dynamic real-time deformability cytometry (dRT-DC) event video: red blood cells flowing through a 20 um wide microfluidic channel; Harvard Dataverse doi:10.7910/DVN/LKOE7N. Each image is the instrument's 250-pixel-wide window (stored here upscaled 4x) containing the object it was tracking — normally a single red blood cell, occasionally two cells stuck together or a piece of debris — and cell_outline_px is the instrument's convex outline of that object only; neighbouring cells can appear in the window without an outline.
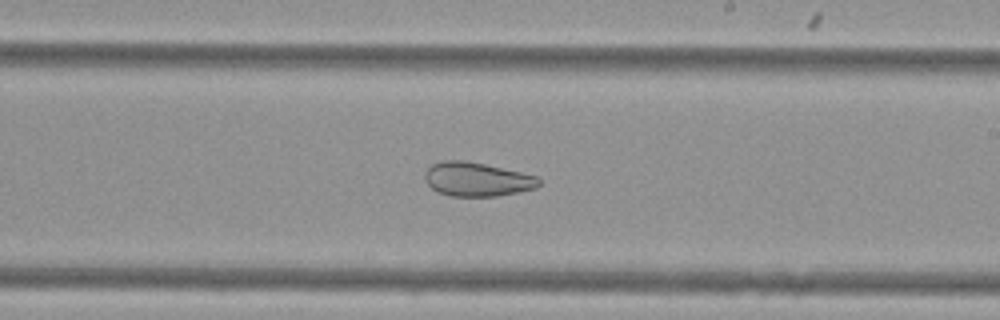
{"species": "Egyptian fruit bat (a non-hibernating species)", "species_latin": "Rousettus aegyptiacus", "temperature_condition": "cold", "stored_images_in_passage": 53, "camera_frame_rate_fps": 3000, "um_per_image_px": 0.085, "animal": {"sex": "female"}, "frame": {"image": 1, "passage_image": 31, "time_ms": 10.0, "image_size_px": [1000, 320], "cell_outline_px": [[540, 184], [536, 188], [496, 196], [452, 196], [436, 192], [424, 180], [424, 172], [432, 164], [440, 160], [464, 160], [484, 164], [520, 172], [536, 176], [540, 180]], "centroid_in_image_um": [40.49, 15.23], "position_along_channel_um": 248.5, "area_um2": 22.54}}